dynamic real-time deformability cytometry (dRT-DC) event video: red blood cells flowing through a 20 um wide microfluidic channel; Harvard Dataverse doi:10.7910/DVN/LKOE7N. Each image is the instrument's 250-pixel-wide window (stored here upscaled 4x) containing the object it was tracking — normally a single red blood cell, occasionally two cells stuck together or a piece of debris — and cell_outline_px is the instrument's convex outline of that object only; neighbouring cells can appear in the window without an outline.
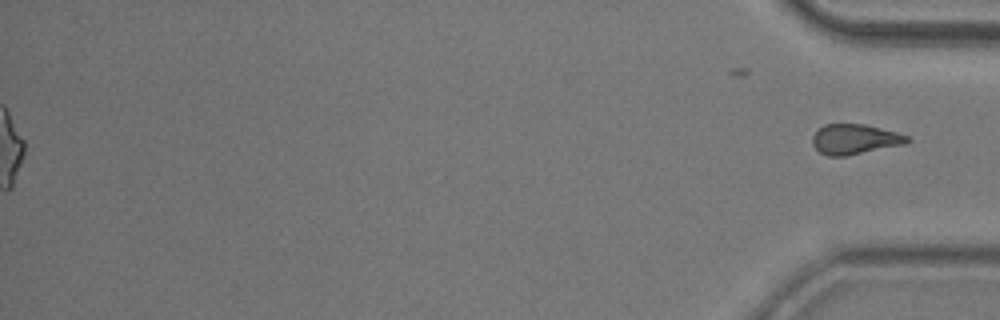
{"species": "common noctule bat (a hibernating species)", "species_latin": "Nyctalus noctula", "temperature_condition": "room temperature", "stored_images_in_passage": 54, "segment_of_instrument_passage": [2, 2], "camera_frame_rate_fps": 3000, "um_per_image_px": 0.085, "animal": {"sex": "male", "body_mass_g": 20.5, "forearm_length_mm": 52.5}, "frame": {"image": 1, "passage_image": 54, "time_ms": 17.667, "image_size_px": [1000, 320], "cell_outline_px": [[912, 140], [904, 144], [844, 156], [828, 156], [820, 152], [812, 144], [812, 136], [824, 124], [864, 124], [896, 132], [908, 136]], "centroid_in_image_um": [72.65, 11.83], "position_along_channel_um": 362.6, "area_um2": 16.42}}